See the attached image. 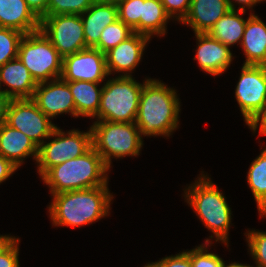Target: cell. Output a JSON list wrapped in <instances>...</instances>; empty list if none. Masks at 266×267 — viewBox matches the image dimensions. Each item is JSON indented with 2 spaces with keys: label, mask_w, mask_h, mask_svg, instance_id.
Here are the masks:
<instances>
[{
  "label": "cell",
  "mask_w": 266,
  "mask_h": 267,
  "mask_svg": "<svg viewBox=\"0 0 266 267\" xmlns=\"http://www.w3.org/2000/svg\"><path fill=\"white\" fill-rule=\"evenodd\" d=\"M17 58L37 84L61 77L63 57L41 30L23 36Z\"/></svg>",
  "instance_id": "7"
},
{
  "label": "cell",
  "mask_w": 266,
  "mask_h": 267,
  "mask_svg": "<svg viewBox=\"0 0 266 267\" xmlns=\"http://www.w3.org/2000/svg\"><path fill=\"white\" fill-rule=\"evenodd\" d=\"M203 173L204 171L185 189L184 199L194 209L204 226L213 233L209 238L212 240L215 236L216 242L221 241L228 247L231 208L218 186Z\"/></svg>",
  "instance_id": "3"
},
{
  "label": "cell",
  "mask_w": 266,
  "mask_h": 267,
  "mask_svg": "<svg viewBox=\"0 0 266 267\" xmlns=\"http://www.w3.org/2000/svg\"><path fill=\"white\" fill-rule=\"evenodd\" d=\"M166 13L178 22H182L188 15L191 0H161Z\"/></svg>",
  "instance_id": "33"
},
{
  "label": "cell",
  "mask_w": 266,
  "mask_h": 267,
  "mask_svg": "<svg viewBox=\"0 0 266 267\" xmlns=\"http://www.w3.org/2000/svg\"><path fill=\"white\" fill-rule=\"evenodd\" d=\"M150 40V37L134 32L129 38L106 52L108 75L121 73L118 76L131 77L132 71L136 69L143 58L145 47Z\"/></svg>",
  "instance_id": "14"
},
{
  "label": "cell",
  "mask_w": 266,
  "mask_h": 267,
  "mask_svg": "<svg viewBox=\"0 0 266 267\" xmlns=\"http://www.w3.org/2000/svg\"><path fill=\"white\" fill-rule=\"evenodd\" d=\"M19 242L18 237L0 235V267H20Z\"/></svg>",
  "instance_id": "32"
},
{
  "label": "cell",
  "mask_w": 266,
  "mask_h": 267,
  "mask_svg": "<svg viewBox=\"0 0 266 267\" xmlns=\"http://www.w3.org/2000/svg\"><path fill=\"white\" fill-rule=\"evenodd\" d=\"M145 78L141 84L133 76H117L104 82L96 121L135 122Z\"/></svg>",
  "instance_id": "5"
},
{
  "label": "cell",
  "mask_w": 266,
  "mask_h": 267,
  "mask_svg": "<svg viewBox=\"0 0 266 267\" xmlns=\"http://www.w3.org/2000/svg\"><path fill=\"white\" fill-rule=\"evenodd\" d=\"M93 0H49L47 16L59 14H83L93 4Z\"/></svg>",
  "instance_id": "30"
},
{
  "label": "cell",
  "mask_w": 266,
  "mask_h": 267,
  "mask_svg": "<svg viewBox=\"0 0 266 267\" xmlns=\"http://www.w3.org/2000/svg\"><path fill=\"white\" fill-rule=\"evenodd\" d=\"M105 54L88 47L63 57L61 78L64 81H89L101 83L109 78Z\"/></svg>",
  "instance_id": "12"
},
{
  "label": "cell",
  "mask_w": 266,
  "mask_h": 267,
  "mask_svg": "<svg viewBox=\"0 0 266 267\" xmlns=\"http://www.w3.org/2000/svg\"><path fill=\"white\" fill-rule=\"evenodd\" d=\"M168 20H171V17L166 13L161 0H144L139 21V34L150 38L153 35L163 37L167 33Z\"/></svg>",
  "instance_id": "24"
},
{
  "label": "cell",
  "mask_w": 266,
  "mask_h": 267,
  "mask_svg": "<svg viewBox=\"0 0 266 267\" xmlns=\"http://www.w3.org/2000/svg\"><path fill=\"white\" fill-rule=\"evenodd\" d=\"M244 13L246 11L231 9L214 24L208 34L226 46L231 47L236 43L241 45L247 23V20L241 17Z\"/></svg>",
  "instance_id": "23"
},
{
  "label": "cell",
  "mask_w": 266,
  "mask_h": 267,
  "mask_svg": "<svg viewBox=\"0 0 266 267\" xmlns=\"http://www.w3.org/2000/svg\"><path fill=\"white\" fill-rule=\"evenodd\" d=\"M0 84L9 87L3 92L11 99L32 98L37 87L27 67L18 59L10 60L0 67Z\"/></svg>",
  "instance_id": "17"
},
{
  "label": "cell",
  "mask_w": 266,
  "mask_h": 267,
  "mask_svg": "<svg viewBox=\"0 0 266 267\" xmlns=\"http://www.w3.org/2000/svg\"><path fill=\"white\" fill-rule=\"evenodd\" d=\"M109 170L101 156L91 147L82 156L52 167L41 179L49 187L50 194L55 195L107 185Z\"/></svg>",
  "instance_id": "4"
},
{
  "label": "cell",
  "mask_w": 266,
  "mask_h": 267,
  "mask_svg": "<svg viewBox=\"0 0 266 267\" xmlns=\"http://www.w3.org/2000/svg\"><path fill=\"white\" fill-rule=\"evenodd\" d=\"M231 9L227 0H191L188 15L181 22L195 33H208L214 24Z\"/></svg>",
  "instance_id": "18"
},
{
  "label": "cell",
  "mask_w": 266,
  "mask_h": 267,
  "mask_svg": "<svg viewBox=\"0 0 266 267\" xmlns=\"http://www.w3.org/2000/svg\"><path fill=\"white\" fill-rule=\"evenodd\" d=\"M48 140L38 147V157L35 163H37V173L40 178L52 167L86 153L92 147V130L90 127L86 132L77 129L64 132L56 126Z\"/></svg>",
  "instance_id": "8"
},
{
  "label": "cell",
  "mask_w": 266,
  "mask_h": 267,
  "mask_svg": "<svg viewBox=\"0 0 266 267\" xmlns=\"http://www.w3.org/2000/svg\"><path fill=\"white\" fill-rule=\"evenodd\" d=\"M92 124V147L109 168L112 158L140 155L144 144L135 122L95 121Z\"/></svg>",
  "instance_id": "6"
},
{
  "label": "cell",
  "mask_w": 266,
  "mask_h": 267,
  "mask_svg": "<svg viewBox=\"0 0 266 267\" xmlns=\"http://www.w3.org/2000/svg\"><path fill=\"white\" fill-rule=\"evenodd\" d=\"M248 185L257 203L260 218L266 217V147L251 162L247 172Z\"/></svg>",
  "instance_id": "25"
},
{
  "label": "cell",
  "mask_w": 266,
  "mask_h": 267,
  "mask_svg": "<svg viewBox=\"0 0 266 267\" xmlns=\"http://www.w3.org/2000/svg\"><path fill=\"white\" fill-rule=\"evenodd\" d=\"M142 3H144V0H122L117 5L118 19L135 33H139Z\"/></svg>",
  "instance_id": "29"
},
{
  "label": "cell",
  "mask_w": 266,
  "mask_h": 267,
  "mask_svg": "<svg viewBox=\"0 0 266 267\" xmlns=\"http://www.w3.org/2000/svg\"><path fill=\"white\" fill-rule=\"evenodd\" d=\"M76 107V117L93 118L99 110L101 83L89 81H67ZM101 88H100V86ZM99 87V88H98Z\"/></svg>",
  "instance_id": "22"
},
{
  "label": "cell",
  "mask_w": 266,
  "mask_h": 267,
  "mask_svg": "<svg viewBox=\"0 0 266 267\" xmlns=\"http://www.w3.org/2000/svg\"><path fill=\"white\" fill-rule=\"evenodd\" d=\"M133 30L120 19L106 26L101 33L99 43L94 47L102 53H106L119 45L133 34Z\"/></svg>",
  "instance_id": "26"
},
{
  "label": "cell",
  "mask_w": 266,
  "mask_h": 267,
  "mask_svg": "<svg viewBox=\"0 0 266 267\" xmlns=\"http://www.w3.org/2000/svg\"><path fill=\"white\" fill-rule=\"evenodd\" d=\"M224 267H232V263H229V265H225Z\"/></svg>",
  "instance_id": "43"
},
{
  "label": "cell",
  "mask_w": 266,
  "mask_h": 267,
  "mask_svg": "<svg viewBox=\"0 0 266 267\" xmlns=\"http://www.w3.org/2000/svg\"><path fill=\"white\" fill-rule=\"evenodd\" d=\"M28 8L33 12V14L41 20L43 17L47 16V7L49 0H25Z\"/></svg>",
  "instance_id": "35"
},
{
  "label": "cell",
  "mask_w": 266,
  "mask_h": 267,
  "mask_svg": "<svg viewBox=\"0 0 266 267\" xmlns=\"http://www.w3.org/2000/svg\"><path fill=\"white\" fill-rule=\"evenodd\" d=\"M80 17L86 46L94 48L99 43L104 28L118 20L117 5L94 2Z\"/></svg>",
  "instance_id": "20"
},
{
  "label": "cell",
  "mask_w": 266,
  "mask_h": 267,
  "mask_svg": "<svg viewBox=\"0 0 266 267\" xmlns=\"http://www.w3.org/2000/svg\"><path fill=\"white\" fill-rule=\"evenodd\" d=\"M158 267H192L190 255L184 250L178 254L166 256L157 261Z\"/></svg>",
  "instance_id": "34"
},
{
  "label": "cell",
  "mask_w": 266,
  "mask_h": 267,
  "mask_svg": "<svg viewBox=\"0 0 266 267\" xmlns=\"http://www.w3.org/2000/svg\"><path fill=\"white\" fill-rule=\"evenodd\" d=\"M16 170L18 167L0 154V184L12 176Z\"/></svg>",
  "instance_id": "36"
},
{
  "label": "cell",
  "mask_w": 266,
  "mask_h": 267,
  "mask_svg": "<svg viewBox=\"0 0 266 267\" xmlns=\"http://www.w3.org/2000/svg\"><path fill=\"white\" fill-rule=\"evenodd\" d=\"M11 98L4 92H0V126L6 123L7 110L10 104Z\"/></svg>",
  "instance_id": "39"
},
{
  "label": "cell",
  "mask_w": 266,
  "mask_h": 267,
  "mask_svg": "<svg viewBox=\"0 0 266 267\" xmlns=\"http://www.w3.org/2000/svg\"><path fill=\"white\" fill-rule=\"evenodd\" d=\"M197 42L196 56L200 69L212 76L226 72L234 56L229 46L212 38L208 33H195Z\"/></svg>",
  "instance_id": "15"
},
{
  "label": "cell",
  "mask_w": 266,
  "mask_h": 267,
  "mask_svg": "<svg viewBox=\"0 0 266 267\" xmlns=\"http://www.w3.org/2000/svg\"><path fill=\"white\" fill-rule=\"evenodd\" d=\"M40 30L62 57L88 48L78 14L45 16L40 20Z\"/></svg>",
  "instance_id": "10"
},
{
  "label": "cell",
  "mask_w": 266,
  "mask_h": 267,
  "mask_svg": "<svg viewBox=\"0 0 266 267\" xmlns=\"http://www.w3.org/2000/svg\"><path fill=\"white\" fill-rule=\"evenodd\" d=\"M52 196L53 200L47 207L52 226L72 228L92 224L110 215V203L114 198L108 184Z\"/></svg>",
  "instance_id": "2"
},
{
  "label": "cell",
  "mask_w": 266,
  "mask_h": 267,
  "mask_svg": "<svg viewBox=\"0 0 266 267\" xmlns=\"http://www.w3.org/2000/svg\"><path fill=\"white\" fill-rule=\"evenodd\" d=\"M180 101L176 90L149 78L143 85L136 125L141 136L170 137L179 129Z\"/></svg>",
  "instance_id": "1"
},
{
  "label": "cell",
  "mask_w": 266,
  "mask_h": 267,
  "mask_svg": "<svg viewBox=\"0 0 266 267\" xmlns=\"http://www.w3.org/2000/svg\"><path fill=\"white\" fill-rule=\"evenodd\" d=\"M212 244L210 239H206L205 244L195 246L196 248L186 252L190 255L192 267H224L225 261L215 253L208 252V247Z\"/></svg>",
  "instance_id": "28"
},
{
  "label": "cell",
  "mask_w": 266,
  "mask_h": 267,
  "mask_svg": "<svg viewBox=\"0 0 266 267\" xmlns=\"http://www.w3.org/2000/svg\"><path fill=\"white\" fill-rule=\"evenodd\" d=\"M248 250L257 267H266V232L248 230L244 233Z\"/></svg>",
  "instance_id": "31"
},
{
  "label": "cell",
  "mask_w": 266,
  "mask_h": 267,
  "mask_svg": "<svg viewBox=\"0 0 266 267\" xmlns=\"http://www.w3.org/2000/svg\"><path fill=\"white\" fill-rule=\"evenodd\" d=\"M31 99L50 119L64 113L76 117L73 95L67 81L61 77L38 83Z\"/></svg>",
  "instance_id": "13"
},
{
  "label": "cell",
  "mask_w": 266,
  "mask_h": 267,
  "mask_svg": "<svg viewBox=\"0 0 266 267\" xmlns=\"http://www.w3.org/2000/svg\"><path fill=\"white\" fill-rule=\"evenodd\" d=\"M0 154L19 168L27 157L37 161L38 146L23 132L4 123L0 126Z\"/></svg>",
  "instance_id": "16"
},
{
  "label": "cell",
  "mask_w": 266,
  "mask_h": 267,
  "mask_svg": "<svg viewBox=\"0 0 266 267\" xmlns=\"http://www.w3.org/2000/svg\"><path fill=\"white\" fill-rule=\"evenodd\" d=\"M143 267H158V263L156 262H150L146 265H144Z\"/></svg>",
  "instance_id": "42"
},
{
  "label": "cell",
  "mask_w": 266,
  "mask_h": 267,
  "mask_svg": "<svg viewBox=\"0 0 266 267\" xmlns=\"http://www.w3.org/2000/svg\"><path fill=\"white\" fill-rule=\"evenodd\" d=\"M6 123L23 132L38 147L51 136L57 126L31 98L11 99Z\"/></svg>",
  "instance_id": "11"
},
{
  "label": "cell",
  "mask_w": 266,
  "mask_h": 267,
  "mask_svg": "<svg viewBox=\"0 0 266 267\" xmlns=\"http://www.w3.org/2000/svg\"><path fill=\"white\" fill-rule=\"evenodd\" d=\"M266 0H227L228 6L230 7V9L232 10H236V5L235 3L238 5L239 4V8H237V10H242V11H247L246 9H252L253 6H255L257 3L263 2ZM246 8V9H245Z\"/></svg>",
  "instance_id": "37"
},
{
  "label": "cell",
  "mask_w": 266,
  "mask_h": 267,
  "mask_svg": "<svg viewBox=\"0 0 266 267\" xmlns=\"http://www.w3.org/2000/svg\"><path fill=\"white\" fill-rule=\"evenodd\" d=\"M122 0H93L95 3H106V4H114L118 5Z\"/></svg>",
  "instance_id": "40"
},
{
  "label": "cell",
  "mask_w": 266,
  "mask_h": 267,
  "mask_svg": "<svg viewBox=\"0 0 266 267\" xmlns=\"http://www.w3.org/2000/svg\"><path fill=\"white\" fill-rule=\"evenodd\" d=\"M260 124V125H259ZM259 126V127H258ZM252 132H257L259 128V135H266V105L262 113L257 117V119L249 126Z\"/></svg>",
  "instance_id": "38"
},
{
  "label": "cell",
  "mask_w": 266,
  "mask_h": 267,
  "mask_svg": "<svg viewBox=\"0 0 266 267\" xmlns=\"http://www.w3.org/2000/svg\"><path fill=\"white\" fill-rule=\"evenodd\" d=\"M240 46L246 58L243 65H266V24L252 12Z\"/></svg>",
  "instance_id": "19"
},
{
  "label": "cell",
  "mask_w": 266,
  "mask_h": 267,
  "mask_svg": "<svg viewBox=\"0 0 266 267\" xmlns=\"http://www.w3.org/2000/svg\"><path fill=\"white\" fill-rule=\"evenodd\" d=\"M0 27L27 34L40 30V20L25 0H0Z\"/></svg>",
  "instance_id": "21"
},
{
  "label": "cell",
  "mask_w": 266,
  "mask_h": 267,
  "mask_svg": "<svg viewBox=\"0 0 266 267\" xmlns=\"http://www.w3.org/2000/svg\"><path fill=\"white\" fill-rule=\"evenodd\" d=\"M232 267H257V266H250L249 264H242V263H238V262H233L232 263Z\"/></svg>",
  "instance_id": "41"
},
{
  "label": "cell",
  "mask_w": 266,
  "mask_h": 267,
  "mask_svg": "<svg viewBox=\"0 0 266 267\" xmlns=\"http://www.w3.org/2000/svg\"><path fill=\"white\" fill-rule=\"evenodd\" d=\"M24 35L15 29L0 27V67L17 58L19 44Z\"/></svg>",
  "instance_id": "27"
},
{
  "label": "cell",
  "mask_w": 266,
  "mask_h": 267,
  "mask_svg": "<svg viewBox=\"0 0 266 267\" xmlns=\"http://www.w3.org/2000/svg\"><path fill=\"white\" fill-rule=\"evenodd\" d=\"M234 93L249 127L266 105V65H242Z\"/></svg>",
  "instance_id": "9"
}]
</instances>
